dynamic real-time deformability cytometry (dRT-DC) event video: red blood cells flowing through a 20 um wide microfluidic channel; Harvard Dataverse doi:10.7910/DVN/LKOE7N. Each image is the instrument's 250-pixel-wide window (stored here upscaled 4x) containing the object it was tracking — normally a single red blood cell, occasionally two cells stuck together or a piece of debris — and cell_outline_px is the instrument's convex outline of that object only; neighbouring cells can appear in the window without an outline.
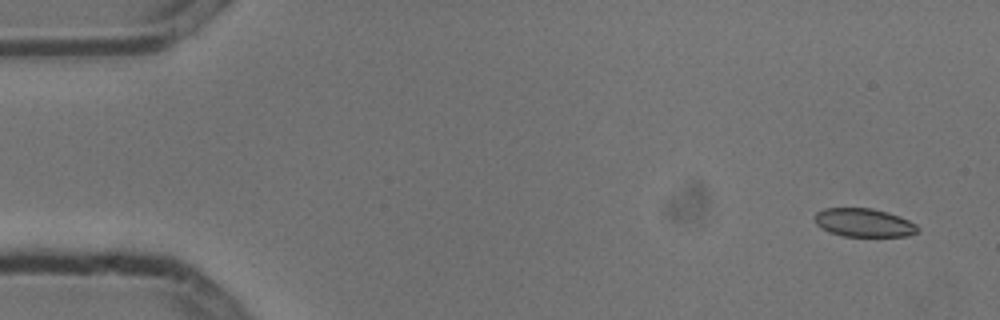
{"species": "common noctule bat (a hibernating species)", "species_latin": "Nyctalus noctula", "temperature_condition": "cold", "stored_images_in_passage": 7, "camera_frame_rate_fps": 3000, "um_per_image_px": 0.085, "animal": {"sex": "male", "body_mass_g": 13.3}, "frame": {"image": 1, "passage_image": 1, "time_ms": 0.0, "image_size_px": [1000, 320], "cell_outline_px": [[920, 228], [916, 232], [908, 236], [844, 236], [828, 232], [816, 224], [816, 212], [824, 208], [872, 208], [888, 212], [900, 216], [916, 224]], "centroid_in_image_um": [73.44, 18.92], "position_along_channel_um": 11.6, "area_um2": 17.05}}
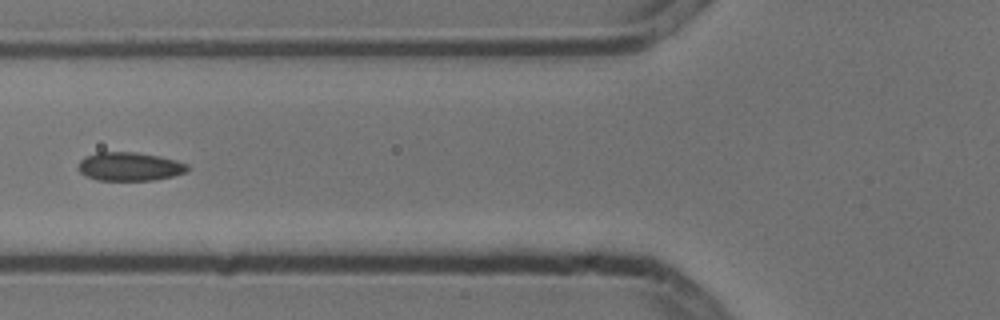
{"frame": {"image": 2, "passage_image": 6, "time_ms": 1.667, "image_size_px": [1000, 320], "cell_outline_px": [[188, 168], [184, 172], [172, 176], [152, 180], [96, 180], [80, 172], [80, 160], [84, 156], [96, 152], [136, 152], [160, 156], [176, 160], [188, 164]], "centroid_in_image_um": [11.01, 14.14], "position_along_channel_um": 114.8, "area_um2": 18.03}}
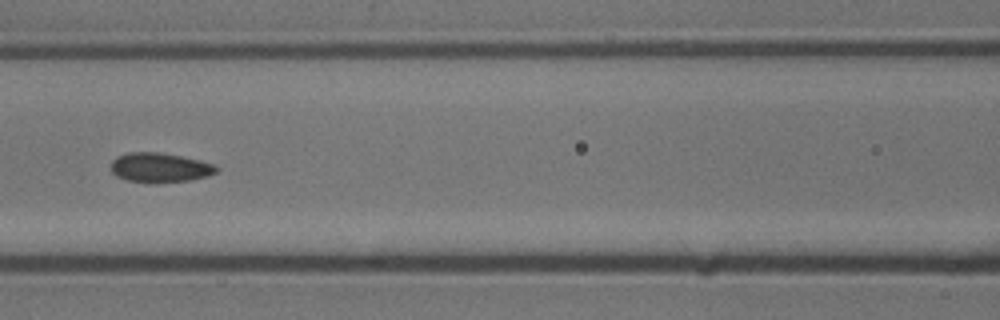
{"frame": {"image": 3, "passage_image": 7, "time_ms": 2.0, "image_size_px": [1000, 320], "cell_outline_px": [[220, 168], [216, 172], [208, 176], [192, 180], [156, 184], [148, 184], [128, 180], [116, 176], [112, 172], [112, 160], [116, 156], [128, 152], [160, 152], [200, 160], [216, 164]], "centroid_in_image_um": [13.61, 14.26], "position_along_channel_um": 153.0, "area_um2": 18.61}}